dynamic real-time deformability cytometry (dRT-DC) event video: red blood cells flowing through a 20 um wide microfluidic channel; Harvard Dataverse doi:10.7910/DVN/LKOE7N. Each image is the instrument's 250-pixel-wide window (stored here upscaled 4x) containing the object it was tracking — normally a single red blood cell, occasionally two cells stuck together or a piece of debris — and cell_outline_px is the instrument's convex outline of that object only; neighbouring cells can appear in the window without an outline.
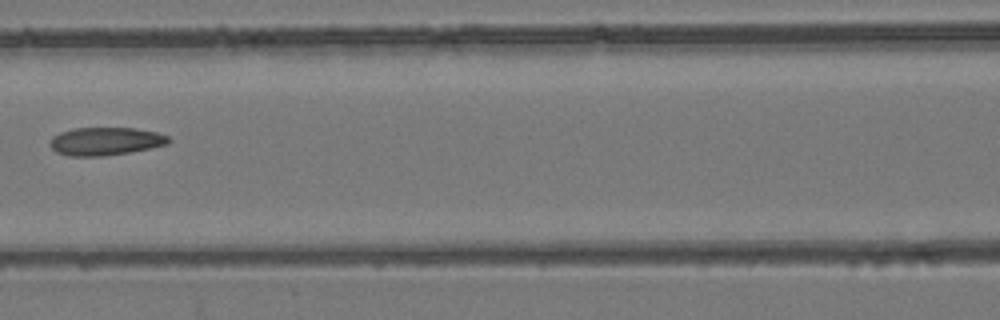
{"species": "common noctule bat (a hibernating species)", "species_latin": "Nyctalus noctula", "temperature_condition": "room temperature", "stored_images_in_passage": 6, "camera_frame_rate_fps": 3000, "um_per_image_px": 0.085, "animal": {"sex": "female", "body_mass_g": 24.6, "forearm_length_mm": 56.2}, "frame": {"image": 1, "passage_image": 5, "time_ms": 6.667, "image_size_px": [1000, 320], "cell_outline_px": [[172, 140], [168, 144], [128, 152], [100, 156], [68, 156], [56, 152], [48, 144], [52, 136], [60, 132], [72, 128], [132, 128], [156, 132], [168, 136]], "centroid_in_image_um": [8.92, 12.0], "position_along_channel_um": 157.7, "area_um2": 19.31}}
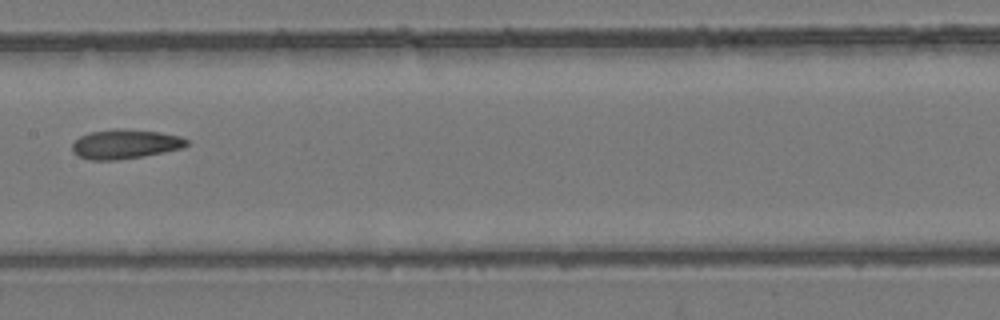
{"frame": {"image": 2, "passage_image": 6, "time_ms": 7.667, "image_size_px": [1000, 320], "cell_outline_px": [[188, 144], [184, 148], [144, 156], [116, 160], [88, 160], [76, 156], [72, 152], [72, 144], [80, 136], [92, 132], [116, 128], [124, 128], [160, 132], [180, 136], [188, 140]], "centroid_in_image_um": [10.63, 12.25], "position_along_channel_um": 196.8, "area_um2": 19.83}}